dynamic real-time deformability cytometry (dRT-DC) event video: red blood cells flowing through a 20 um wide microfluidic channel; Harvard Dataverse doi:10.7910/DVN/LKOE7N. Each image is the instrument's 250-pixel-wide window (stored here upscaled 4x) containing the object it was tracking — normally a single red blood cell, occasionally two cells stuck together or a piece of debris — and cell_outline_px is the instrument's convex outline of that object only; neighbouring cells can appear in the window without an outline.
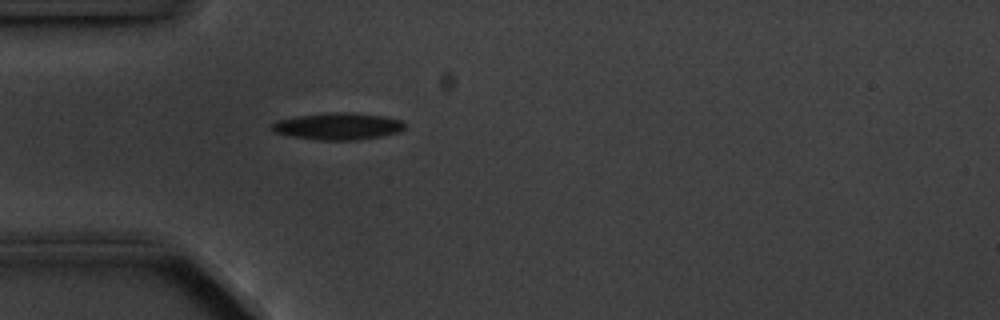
{"species": "common noctule bat (a hibernating species)", "species_latin": "Nyctalus noctula", "temperature_condition": "cold", "stored_images_in_passage": 3, "camera_frame_rate_fps": 3000, "um_per_image_px": 0.085, "animal": {"sex": "male", "body_mass_g": 20.1, "forearm_length_mm": 53.5}, "frame": {"image": 1, "passage_image": 3, "time_ms": 3.333, "image_size_px": [1000, 320], "cell_outline_px": [[404, 128], [400, 132], [380, 136], [356, 140], [320, 140], [288, 136], [272, 132], [268, 128], [276, 120], [296, 116], [328, 112], [344, 112], [384, 116], [400, 120], [404, 124]], "centroid_in_image_um": [28.64, 10.73], "position_along_channel_um": 56.4, "area_um2": 20.98}}